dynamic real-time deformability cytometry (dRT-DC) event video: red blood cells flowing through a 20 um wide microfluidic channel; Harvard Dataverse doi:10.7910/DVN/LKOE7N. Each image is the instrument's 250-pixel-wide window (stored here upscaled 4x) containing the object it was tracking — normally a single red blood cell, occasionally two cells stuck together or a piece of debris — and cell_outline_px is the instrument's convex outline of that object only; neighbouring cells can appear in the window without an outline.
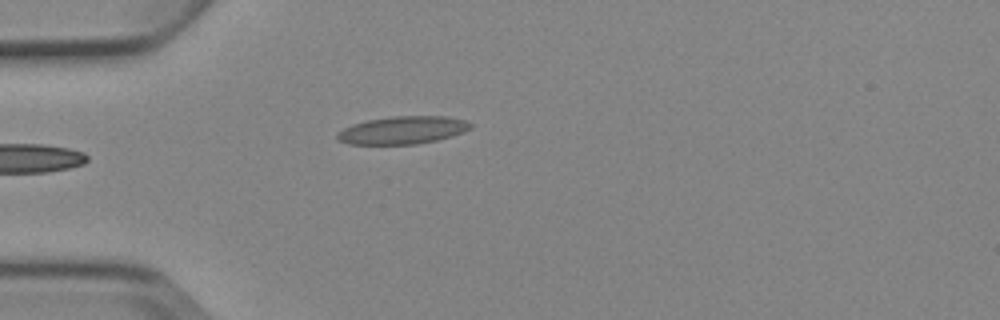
{"species": "Egyptian fruit bat (a non-hibernating species)", "species_latin": "Rousettus aegyptiacus", "temperature_condition": "cold", "stored_images_in_passage": 4, "camera_frame_rate_fps": 3000, "um_per_image_px": 0.085, "animal": {"sex": "female"}, "frame": {"image": 1, "passage_image": 4, "time_ms": 3.667, "image_size_px": [1000, 320], "cell_outline_px": [[472, 128], [464, 132], [452, 136], [436, 140], [416, 144], [348, 144], [336, 140], [336, 132], [352, 124], [368, 120], [392, 116], [448, 116], [464, 120], [472, 124]], "centroid_in_image_um": [34.21, 11.06], "position_along_channel_um": 50.8, "area_um2": 21.68}}